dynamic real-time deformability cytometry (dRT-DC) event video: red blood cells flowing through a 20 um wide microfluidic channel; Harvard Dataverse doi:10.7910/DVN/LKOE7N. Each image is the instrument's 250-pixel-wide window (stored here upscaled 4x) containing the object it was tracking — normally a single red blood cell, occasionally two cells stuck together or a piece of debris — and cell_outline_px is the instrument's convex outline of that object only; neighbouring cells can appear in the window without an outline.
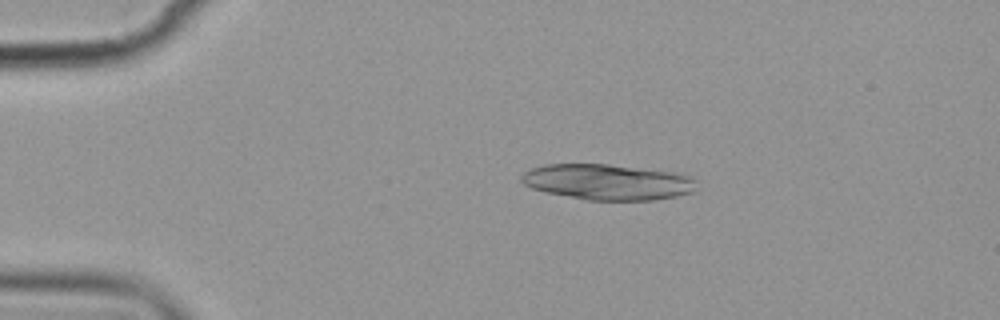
{"species": "common noctule bat (a hibernating species)", "species_latin": "Nyctalus noctula", "temperature_condition": "cold", "stored_images_in_passage": 5, "camera_frame_rate_fps": 3000, "um_per_image_px": 0.085, "animal": {"sex": "female", "body_mass_g": 19.9}, "frame": {"image": 1, "passage_image": 2, "time_ms": 1.333, "image_size_px": [1000, 320], "cell_outline_px": [[696, 180], [692, 192], [676, 196], [652, 200], [588, 200], [548, 192], [532, 188], [524, 184], [520, 180], [520, 176], [528, 168], [544, 164], [608, 164], [676, 172], [688, 176]], "centroid_in_image_um": [51.61, 15.46], "position_along_channel_um": 33.4, "area_um2": 36.36}}